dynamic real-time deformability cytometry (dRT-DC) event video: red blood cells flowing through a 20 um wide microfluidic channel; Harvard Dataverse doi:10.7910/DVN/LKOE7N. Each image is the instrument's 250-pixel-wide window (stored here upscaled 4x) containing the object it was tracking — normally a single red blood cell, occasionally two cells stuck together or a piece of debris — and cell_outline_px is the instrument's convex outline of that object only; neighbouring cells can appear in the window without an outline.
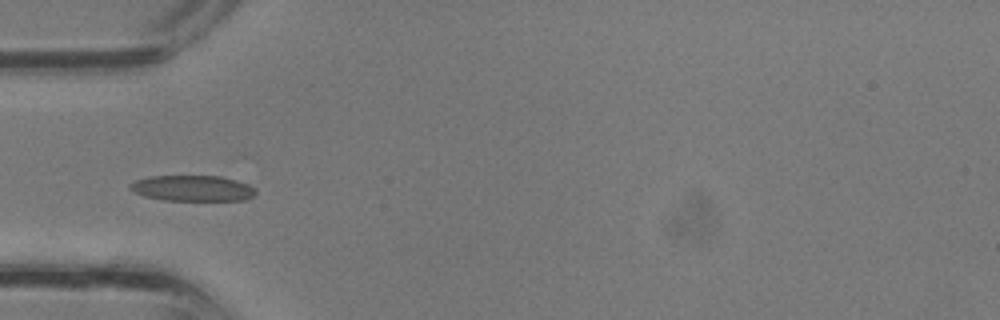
{"species": "common noctule bat (a hibernating species)", "species_latin": "Nyctalus noctula", "temperature_condition": "room temperature", "stored_images_in_passage": 30, "camera_frame_rate_fps": 3000, "um_per_image_px": 0.085, "animal": {"sex": "male", "body_mass_g": 13.3}, "frame": {"image": 1, "passage_image": 12, "time_ms": 3.667, "image_size_px": [1000, 320], "cell_outline_px": [[256, 192], [252, 196], [244, 200], [164, 200], [144, 196], [128, 188], [128, 184], [136, 180], [148, 176], [220, 176], [236, 180], [248, 184], [256, 188]], "centroid_in_image_um": [16.35, 15.99], "position_along_channel_um": 68.6, "area_um2": 18.84}}
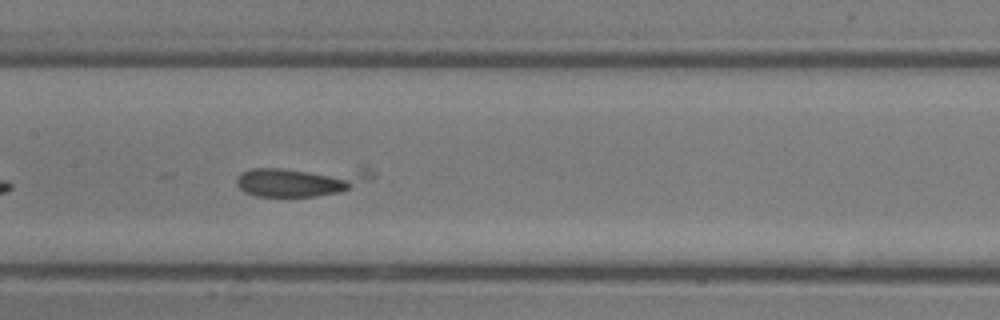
{"frame": {"image": 2, "passage_image": 18, "time_ms": 5.667, "image_size_px": [1000, 320], "cell_outline_px": [[376, 176], [340, 192], [316, 196], [256, 196], [244, 192], [236, 184], [236, 176], [240, 172], [252, 168], [368, 168], [376, 172]], "centroid_in_image_um": [25.55, 15.37], "position_along_channel_um": 181.8, "area_um2": 23.76}}
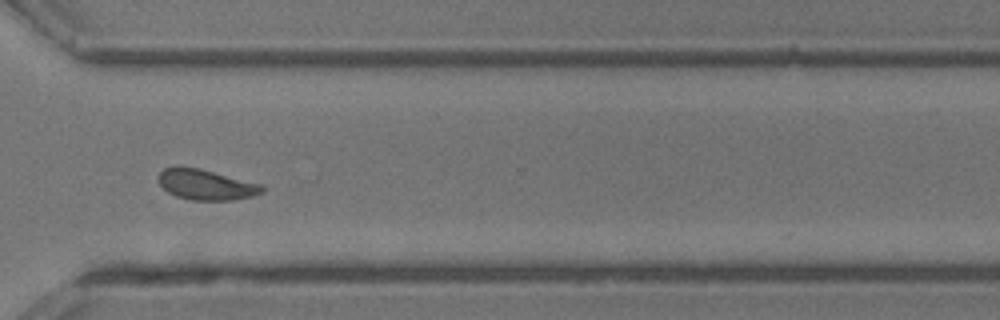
{"frame": {"image": 3, "passage_image": 27, "time_ms": 8.667, "image_size_px": [1000, 320], "cell_outline_px": [[264, 192], [252, 196], [232, 200], [192, 200], [176, 196], [168, 192], [160, 184], [160, 172], [164, 168], [176, 164], [200, 168], [260, 184], [264, 188]], "centroid_in_image_um": [17.48, 15.67], "position_along_channel_um": 353.1, "area_um2": 18.44}}